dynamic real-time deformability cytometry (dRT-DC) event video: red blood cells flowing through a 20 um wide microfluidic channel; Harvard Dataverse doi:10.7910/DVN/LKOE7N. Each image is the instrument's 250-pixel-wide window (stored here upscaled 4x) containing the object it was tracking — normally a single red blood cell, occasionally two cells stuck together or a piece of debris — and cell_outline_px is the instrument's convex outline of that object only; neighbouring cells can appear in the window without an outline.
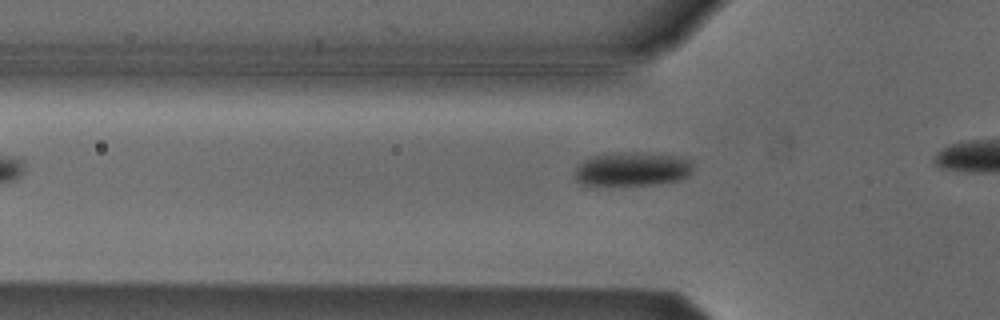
{"species": "Egyptian fruit bat (a non-hibernating species)", "species_latin": "Rousettus aegyptiacus", "temperature_condition": "cold", "stored_images_in_passage": 4, "camera_frame_rate_fps": 3000, "um_per_image_px": 0.085, "animal": {"sex": "male"}, "frame": {"image": 1, "passage_image": 4, "time_ms": 1.0, "image_size_px": [1000, 320], "cell_outline_px": [[692, 168], [688, 176], [680, 180], [660, 184], [596, 188], [580, 184], [576, 180], [576, 164], [592, 156], [624, 152], [636, 152], [680, 156], [692, 160]], "centroid_in_image_um": [53.7, 14.42], "position_along_channel_um": 72.1, "area_um2": 24.39}}